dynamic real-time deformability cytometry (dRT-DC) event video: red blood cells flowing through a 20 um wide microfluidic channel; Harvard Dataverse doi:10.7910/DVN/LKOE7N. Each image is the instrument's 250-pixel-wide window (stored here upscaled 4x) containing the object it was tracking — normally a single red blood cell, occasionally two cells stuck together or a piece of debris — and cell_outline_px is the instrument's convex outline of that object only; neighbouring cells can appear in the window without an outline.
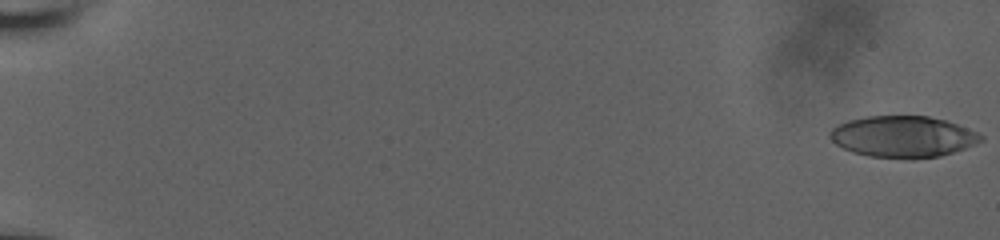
{"species": "human", "species_latin": "Homo sapiens", "temperature_condition": "room temperature", "stored_images_in_passage": 57, "camera_frame_rate_fps": 3000, "um_per_image_px": 0.085, "donor": {"sex": "male"}, "frame": {"image": 1, "passage_image": 1, "time_ms": 0.0, "image_size_px": [1000, 240], "cell_outline_px": [[984, 140], [964, 148], [940, 156], [868, 156], [852, 152], [836, 144], [828, 136], [828, 132], [832, 128], [848, 120], [868, 116], [928, 116], [944, 120], [956, 124], [976, 132], [984, 136]], "centroid_in_image_um": [76.72, 11.58], "position_along_channel_um": 8.3, "area_um2": 35.43}}
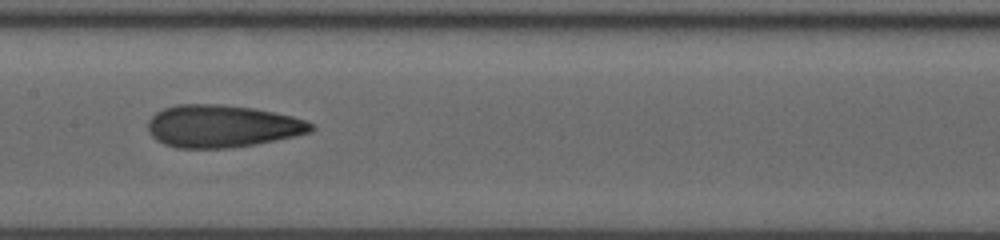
{"frame": {"image": 2, "passage_image": 32, "time_ms": 10.333, "image_size_px": [1000, 240], "cell_outline_px": [[316, 128], [312, 132], [276, 140], [256, 144], [232, 148], [176, 148], [164, 144], [156, 140], [148, 132], [148, 120], [156, 112], [164, 108], [176, 104], [224, 104], [252, 108], [292, 116], [316, 124]], "centroid_in_image_um": [18.88, 10.73], "position_along_channel_um": 188.5, "area_um2": 40.63}}
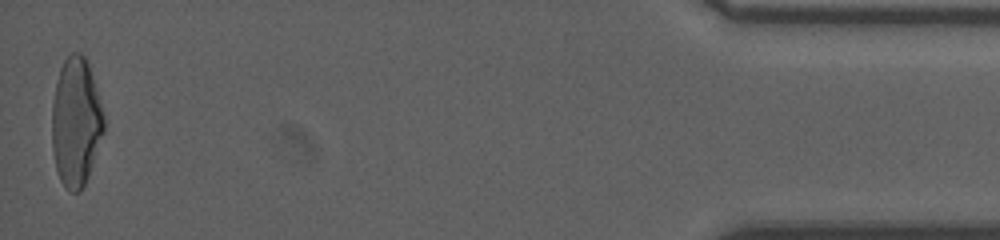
{"frame": {"image": 3, "passage_image": 57, "time_ms": 18.667, "image_size_px": [1000, 240], "cell_outline_px": [[104, 132], [88, 176], [80, 192], [68, 192], [64, 188], [60, 180], [56, 168], [52, 148], [52, 100], [60, 68], [64, 60], [72, 52], [80, 52], [84, 56], [88, 64], [104, 116]], "centroid_in_image_um": [6.43, 10.41], "position_along_channel_um": 428.8, "area_um2": 38.84}, "authors_computed_cell_mechanics": {"area_um2": 38.3792, "velocity_mm_per_s": 3.8513, "shape_relaxation_time_tau1_ms": 10.3205, "shape_relaxation_time_tau2_ms": 1.712, "deformation_change_tau1": 0.2866, "deformation_change_tau2": 0.1055}}